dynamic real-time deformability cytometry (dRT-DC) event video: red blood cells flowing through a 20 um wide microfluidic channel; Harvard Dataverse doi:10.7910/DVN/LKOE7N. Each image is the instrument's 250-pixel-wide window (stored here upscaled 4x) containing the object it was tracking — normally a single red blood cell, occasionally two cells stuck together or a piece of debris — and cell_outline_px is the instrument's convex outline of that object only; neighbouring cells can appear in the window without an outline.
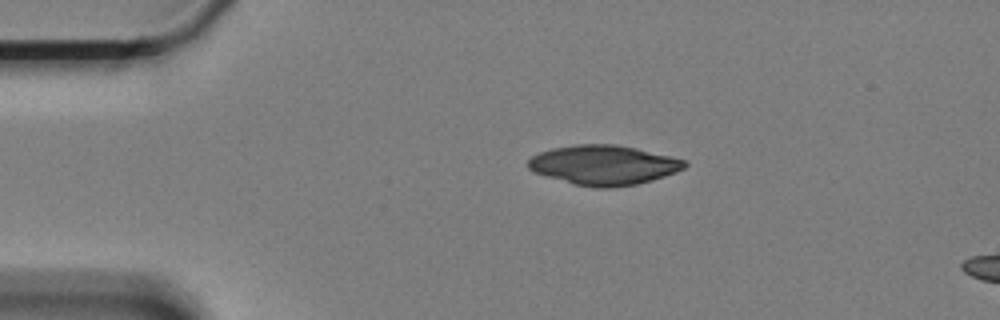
{"species": "Egyptian fruit bat (a non-hibernating species)", "species_latin": "Rousettus aegyptiacus", "temperature_condition": "cold", "stored_images_in_passage": 49, "camera_frame_rate_fps": 3000, "um_per_image_px": 0.085, "animal": {"sex": "female"}, "frame": {"image": 1, "passage_image": 1, "time_ms": 0.0, "image_size_px": [1000, 320], "cell_outline_px": [[688, 164], [684, 168], [676, 172], [652, 180], [636, 184], [612, 188], [600, 188], [576, 184], [548, 176], [536, 172], [528, 168], [528, 160], [532, 156], [540, 152], [552, 148], [576, 144], [616, 144], [636, 148], [672, 156], [684, 160]], "centroid_in_image_um": [51.34, 14.01], "position_along_channel_um": 33.7, "area_um2": 35.89}}
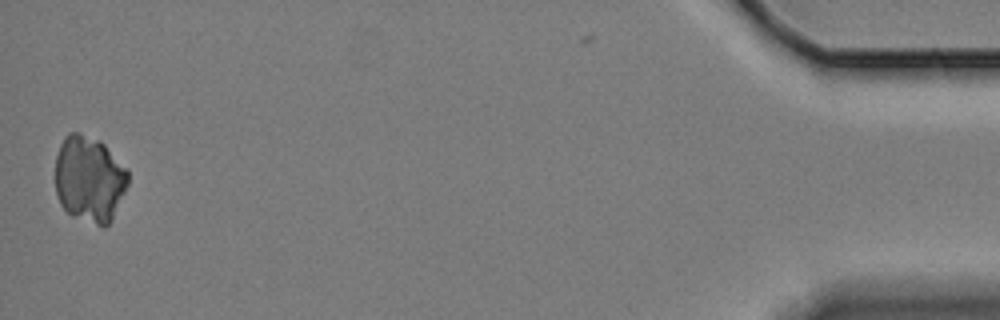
{"frame": {"image": 2, "passage_image": 48, "time_ms": 15.667, "image_size_px": [1000, 320], "cell_outline_px": [[128, 184], [112, 220], [104, 228], [72, 216], [60, 204], [56, 192], [56, 156], [60, 144], [64, 136], [68, 132], [80, 132], [100, 140], [128, 168]], "centroid_in_image_um": [7.6, 15.2], "position_along_channel_um": 427.6, "area_um2": 37.05}}